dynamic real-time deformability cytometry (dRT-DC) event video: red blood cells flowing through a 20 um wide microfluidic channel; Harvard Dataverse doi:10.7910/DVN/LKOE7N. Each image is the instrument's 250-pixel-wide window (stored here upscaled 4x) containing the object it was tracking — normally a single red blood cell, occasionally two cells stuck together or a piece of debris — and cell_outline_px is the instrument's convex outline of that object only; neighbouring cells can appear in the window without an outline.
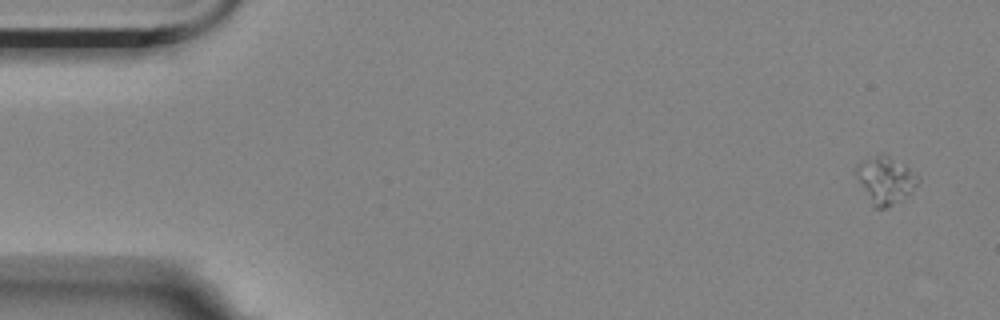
{"species": "Egyptian fruit bat (a non-hibernating species)", "species_latin": "Rousettus aegyptiacus", "temperature_condition": "room temperature", "stored_images_in_passage": 4, "camera_frame_rate_fps": 3000, "um_per_image_px": 0.085, "animal": {"sex": "female"}, "frame": {"image": 1, "passage_image": 1, "time_ms": 0.0, "image_size_px": [1000, 320], "cell_outline_px": [[920, 180], [912, 192], [884, 208], [872, 208], [856, 176], [856, 164], [860, 160], [880, 152], [884, 152], [904, 164]], "centroid_in_image_um": [75.2, 15.26], "position_along_channel_um": 9.8, "area_um2": 17.11}}
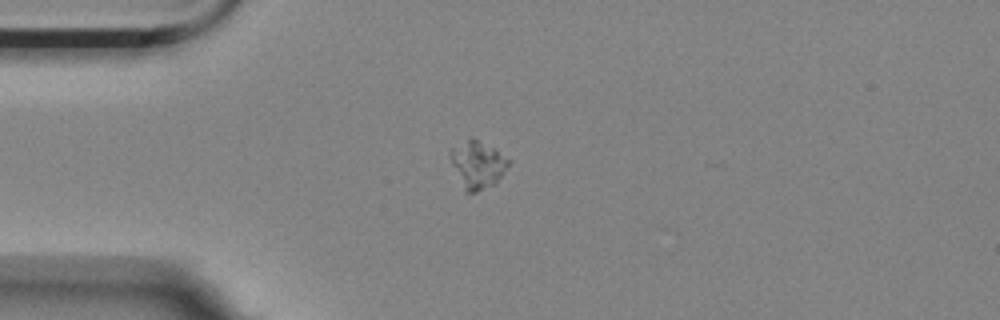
{"frame": {"image": 2, "passage_image": 4, "time_ms": 1.0, "image_size_px": [1000, 320], "cell_outline_px": [[512, 160], [500, 176], [492, 184], [476, 192], [464, 192], [448, 156], [448, 152], [452, 148], [472, 136], [496, 148]], "centroid_in_image_um": [40.57, 13.94], "position_along_channel_um": 44.4, "area_um2": 16.18}}